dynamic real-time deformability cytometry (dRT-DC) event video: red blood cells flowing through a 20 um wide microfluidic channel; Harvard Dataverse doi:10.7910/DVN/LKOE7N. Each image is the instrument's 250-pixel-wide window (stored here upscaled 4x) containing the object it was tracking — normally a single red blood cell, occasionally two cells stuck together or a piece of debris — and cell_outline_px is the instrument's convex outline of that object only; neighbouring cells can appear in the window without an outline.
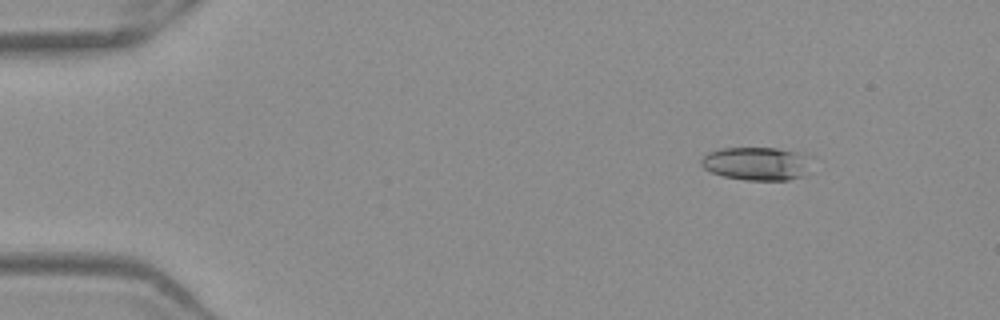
{"species": "Egyptian fruit bat (a non-hibernating species)", "species_latin": "Rousettus aegyptiacus", "temperature_condition": "warm", "stored_images_in_passage": 46, "camera_frame_rate_fps": 3000, "um_per_image_px": 0.085, "frame": {"image": 1, "passage_image": 1, "time_ms": 0.0, "image_size_px": [1000, 320], "cell_outline_px": [[812, 156], [804, 176], [788, 180], [744, 180], [724, 176], [712, 172], [704, 168], [700, 164], [700, 160], [708, 152], [720, 148], [776, 148], [808, 152]], "centroid_in_image_um": [64.37, 13.89], "position_along_channel_um": 20.6, "area_um2": 21.79}}
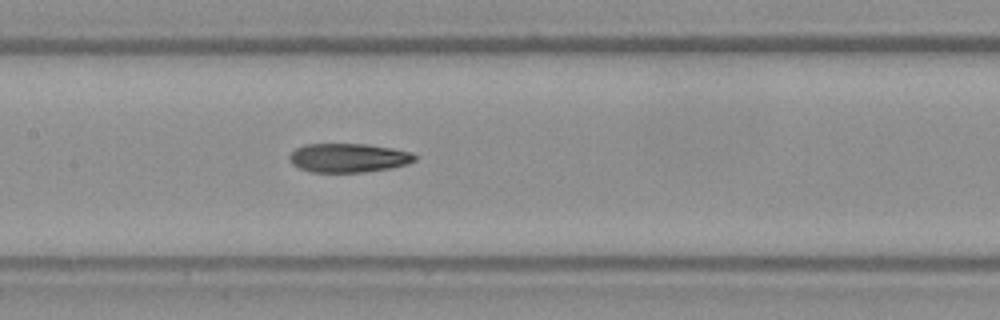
{"frame": {"image": 2, "passage_image": 20, "time_ms": 6.333, "image_size_px": [1000, 320], "cell_outline_px": [[420, 156], [416, 160], [408, 164], [388, 168], [364, 172], [312, 172], [300, 168], [292, 164], [288, 156], [296, 148], [304, 144], [368, 144], [392, 148], [412, 152]], "centroid_in_image_um": [29.65, 13.41], "position_along_channel_um": 177.8, "area_um2": 21.27}}
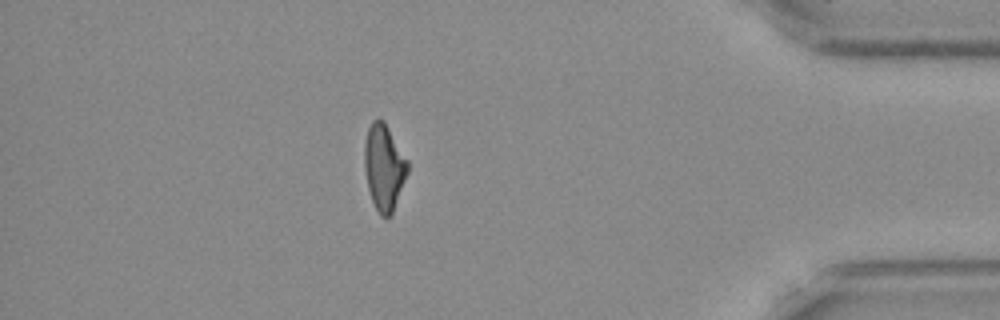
{"frame": {"image": 3, "passage_image": 40, "time_ms": 13.0, "image_size_px": [1000, 320], "cell_outline_px": [[408, 172], [392, 216], [380, 216], [372, 200], [368, 188], [364, 168], [364, 144], [368, 128], [372, 120], [384, 120], [408, 160]], "centroid_in_image_um": [32.65, 14.22], "position_along_channel_um": 402.6, "area_um2": 21.73}, "authors_computed_cell_mechanics": {"area_um2": 21.5594, "velocity_mm_per_s": 3.9619, "shape_relaxation_time_tau1_ms": null, "shape_relaxation_time_tau2_ms": 3.9884, "deformation_change_tau1": null, "deformation_change_tau2": 0.1328}}